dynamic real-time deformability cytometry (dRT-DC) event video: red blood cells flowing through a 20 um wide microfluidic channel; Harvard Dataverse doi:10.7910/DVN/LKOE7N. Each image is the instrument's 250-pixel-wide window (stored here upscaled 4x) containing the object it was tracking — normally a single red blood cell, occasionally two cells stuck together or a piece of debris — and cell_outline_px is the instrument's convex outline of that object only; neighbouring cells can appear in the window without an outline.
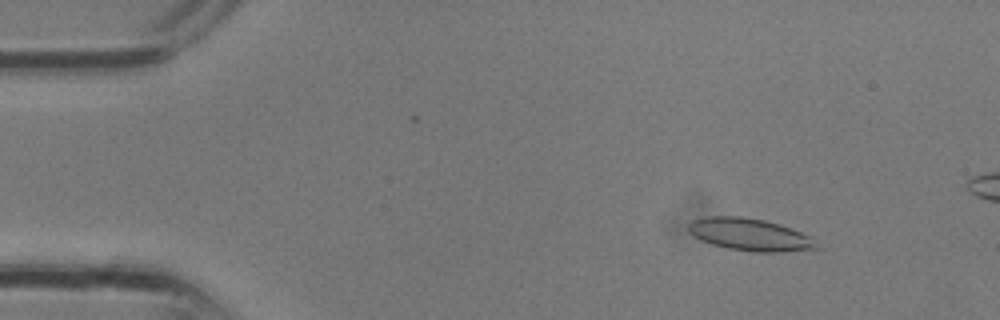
{"species": "common noctule bat (a hibernating species)", "species_latin": "Nyctalus noctula", "temperature_condition": "room temperature", "stored_images_in_passage": 9, "camera_frame_rate_fps": 3000, "um_per_image_px": 0.085, "animal": {"sex": "male", "body_mass_g": 13.3}, "frame": {"image": 1, "passage_image": 3, "time_ms": 0.667, "image_size_px": [1000, 320], "cell_outline_px": [[820, 248], [780, 252], [756, 252], [728, 248], [712, 244], [688, 232], [688, 224], [692, 220], [708, 216], [740, 216], [764, 220], [780, 224], [792, 228], [812, 236]], "centroid_in_image_um": [63.78, 19.93], "position_along_channel_um": 21.2, "area_um2": 24.1}}